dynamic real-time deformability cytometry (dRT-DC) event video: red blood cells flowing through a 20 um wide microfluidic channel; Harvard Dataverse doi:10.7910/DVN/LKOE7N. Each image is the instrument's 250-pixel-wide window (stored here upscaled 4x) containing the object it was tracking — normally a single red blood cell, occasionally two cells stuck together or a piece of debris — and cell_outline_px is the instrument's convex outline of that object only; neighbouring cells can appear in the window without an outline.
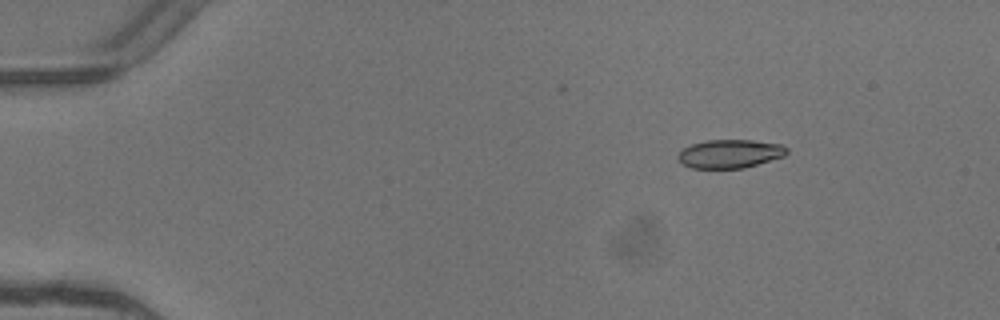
{"species": "common noctule bat (a hibernating species)", "species_latin": "Nyctalus noctula", "temperature_condition": "warm", "stored_images_in_passage": 6, "camera_frame_rate_fps": 3000, "um_per_image_px": 0.085, "animal": {"sex": "female"}, "frame": {"image": 1, "passage_image": 2, "time_ms": 0.333, "image_size_px": [1000, 320], "cell_outline_px": [[788, 152], [784, 156], [744, 168], [692, 168], [680, 164], [676, 156], [684, 148], [692, 144], [708, 140], [752, 140], [780, 144], [788, 148]], "centroid_in_image_um": [62.02, 13.07], "position_along_channel_um": 23.0, "area_um2": 18.09}}
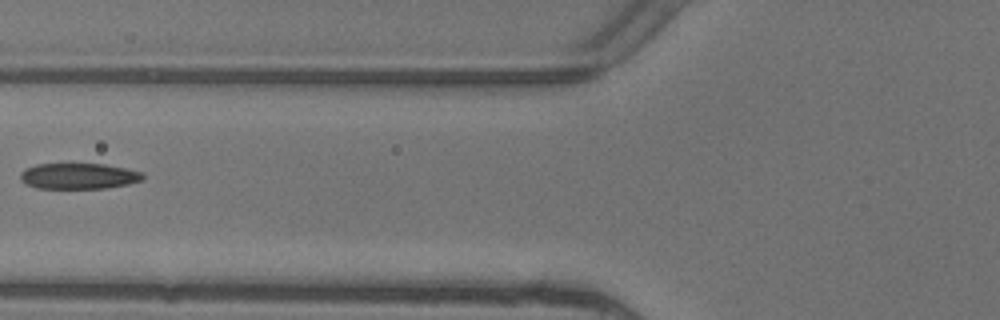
{"frame": {"image": 2, "passage_image": 6, "time_ms": 1.667, "image_size_px": [1000, 320], "cell_outline_px": [[144, 176], [140, 180], [128, 184], [104, 188], [36, 188], [20, 180], [20, 172], [24, 168], [36, 164], [104, 164], [144, 172]], "centroid_in_image_um": [6.65, 14.96], "position_along_channel_um": 119.1, "area_um2": 18.38}}